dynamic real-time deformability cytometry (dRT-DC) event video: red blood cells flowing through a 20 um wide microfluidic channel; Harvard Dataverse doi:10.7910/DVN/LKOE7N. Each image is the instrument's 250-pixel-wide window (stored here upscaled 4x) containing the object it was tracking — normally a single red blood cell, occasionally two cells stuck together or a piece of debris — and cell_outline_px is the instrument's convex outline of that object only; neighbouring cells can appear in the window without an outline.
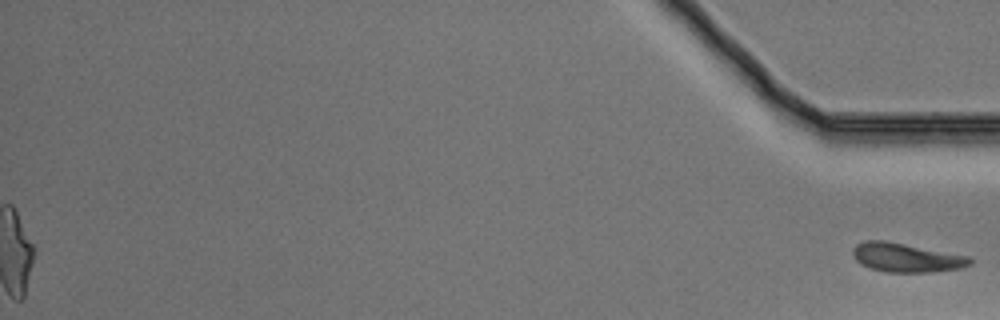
{"species": "Egyptian fruit bat (a non-hibernating species)", "species_latin": "Rousettus aegyptiacus", "temperature_condition": "warm", "stored_images_in_passage": 50, "segment_of_instrument_passage": [2, 2], "camera_frame_rate_fps": 3000, "um_per_image_px": 0.085, "animal": {"sex": "male"}, "frame": {"image": 1, "passage_image": 50, "time_ms": 16.333, "image_size_px": [1000, 320], "cell_outline_px": [[972, 264], [960, 268], [932, 272], [884, 272], [860, 264], [856, 260], [852, 252], [852, 248], [856, 244], [864, 240], [884, 240], [968, 256], [972, 260]], "centroid_in_image_um": [77.0, 21.89], "position_along_channel_um": 358.2, "area_um2": 19.71}}